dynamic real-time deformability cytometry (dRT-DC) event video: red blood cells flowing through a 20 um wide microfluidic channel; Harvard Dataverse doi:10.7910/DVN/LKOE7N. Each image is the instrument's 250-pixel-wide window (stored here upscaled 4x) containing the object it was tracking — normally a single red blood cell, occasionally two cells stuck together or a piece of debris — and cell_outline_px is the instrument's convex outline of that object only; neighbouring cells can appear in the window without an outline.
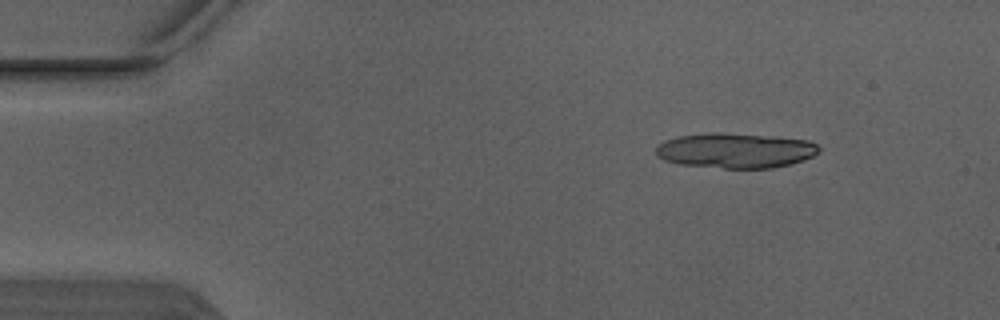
{"species": "Egyptian fruit bat (a non-hibernating species)", "species_latin": "Rousettus aegyptiacus", "temperature_condition": "warm", "stored_images_in_passage": 5, "segment_of_instrument_passage": [1, 2], "camera_frame_rate_fps": 3000, "um_per_image_px": 0.085, "animal": {"sex": "male"}, "frame": {"image": 1, "passage_image": 2, "time_ms": 0.333, "image_size_px": [1000, 320], "cell_outline_px": [[820, 148], [812, 156], [788, 164], [772, 168], [724, 168], [680, 164], [664, 160], [656, 156], [656, 148], [664, 140], [676, 136], [708, 132], [720, 132], [776, 136], [808, 140], [816, 144]], "centroid_in_image_um": [62.46, 12.77], "position_along_channel_um": 22.5, "area_um2": 33.35}}